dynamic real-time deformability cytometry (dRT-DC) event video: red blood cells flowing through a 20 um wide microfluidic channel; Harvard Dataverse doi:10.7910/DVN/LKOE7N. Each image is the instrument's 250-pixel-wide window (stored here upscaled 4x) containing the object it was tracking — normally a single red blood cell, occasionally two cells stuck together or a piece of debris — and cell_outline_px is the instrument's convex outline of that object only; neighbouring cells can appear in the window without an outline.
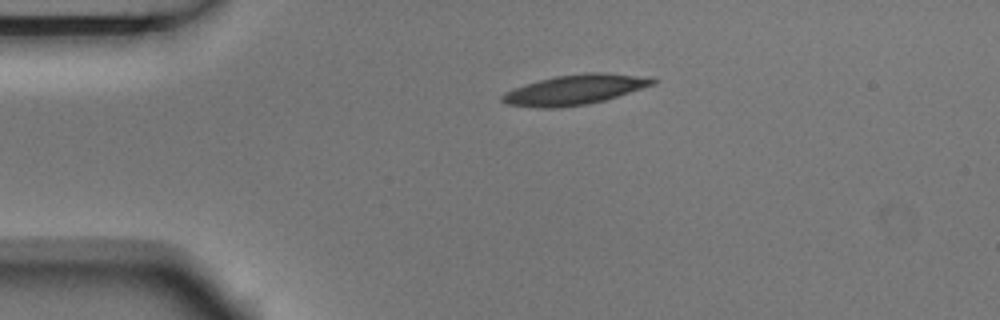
{"species": "Egyptian fruit bat (a non-hibernating species)", "species_latin": "Rousettus aegyptiacus", "temperature_condition": "room temperature", "stored_images_in_passage": 1, "camera_frame_rate_fps": 3000, "um_per_image_px": 0.085, "animal": {"sex": "male"}, "frame": {"image": 1, "passage_image": 1, "time_ms": 0.0, "image_size_px": [1000, 320], "cell_outline_px": [[660, 80], [656, 84], [604, 100], [588, 104], [556, 108], [544, 108], [508, 104], [500, 100], [500, 96], [504, 92], [524, 84], [556, 76], [584, 72], [604, 72], [636, 76]], "centroid_in_image_um": [48.84, 7.62], "position_along_channel_um": 36.2, "area_um2": 26.13}}